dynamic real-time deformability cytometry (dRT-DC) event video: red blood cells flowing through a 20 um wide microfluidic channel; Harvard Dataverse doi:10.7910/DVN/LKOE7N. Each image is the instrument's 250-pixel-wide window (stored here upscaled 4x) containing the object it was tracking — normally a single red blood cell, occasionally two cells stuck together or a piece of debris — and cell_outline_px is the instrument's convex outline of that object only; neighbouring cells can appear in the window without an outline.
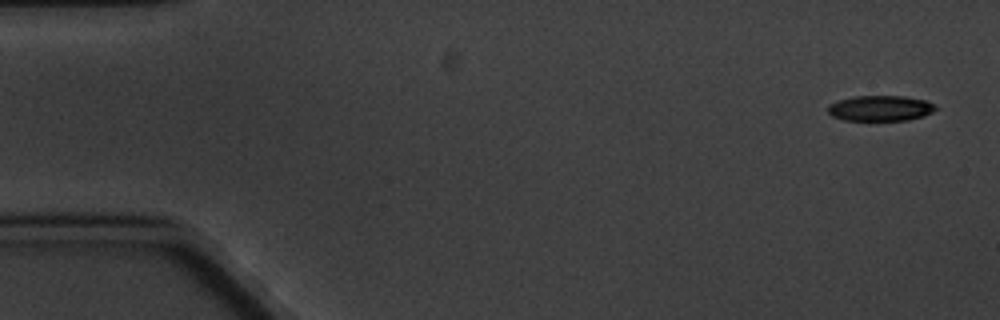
{"species": "common noctule bat (a hibernating species)", "species_latin": "Nyctalus noctula", "temperature_condition": "cold", "stored_images_in_passage": 6, "camera_frame_rate_fps": 3000, "um_per_image_px": 0.085, "animal": {"sex": "male", "body_mass_g": 20.1, "forearm_length_mm": 53.5}, "frame": {"image": 1, "passage_image": 1, "time_ms": 0.0, "image_size_px": [1000, 320], "cell_outline_px": [[936, 108], [932, 112], [924, 116], [908, 120], [844, 120], [832, 116], [828, 112], [828, 104], [840, 100], [856, 96], [904, 96], [924, 100], [932, 104]], "centroid_in_image_um": [74.81, 9.2], "position_along_channel_um": 10.2, "area_um2": 15.84}}
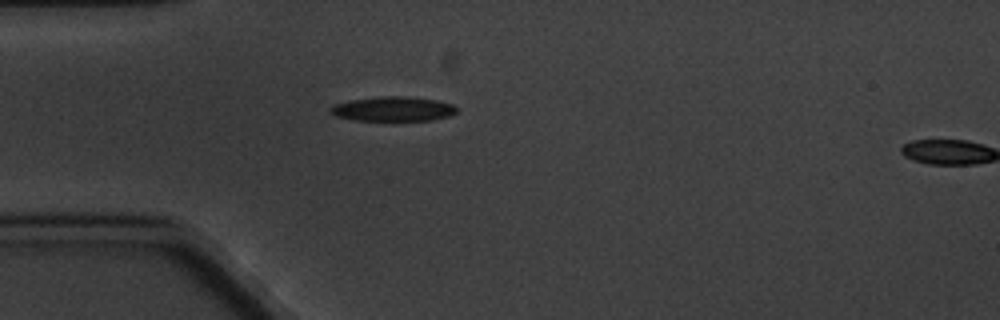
{"frame": {"image": 2, "passage_image": 5, "time_ms": 4.667, "image_size_px": [1000, 320], "cell_outline_px": [[460, 108], [456, 112], [448, 116], [432, 120], [352, 120], [336, 116], [328, 112], [328, 108], [332, 104], [348, 100], [380, 96], [408, 96], [436, 100], [452, 104]], "centroid_in_image_um": [33.36, 9.25], "position_along_channel_um": 51.6, "area_um2": 18.32}}